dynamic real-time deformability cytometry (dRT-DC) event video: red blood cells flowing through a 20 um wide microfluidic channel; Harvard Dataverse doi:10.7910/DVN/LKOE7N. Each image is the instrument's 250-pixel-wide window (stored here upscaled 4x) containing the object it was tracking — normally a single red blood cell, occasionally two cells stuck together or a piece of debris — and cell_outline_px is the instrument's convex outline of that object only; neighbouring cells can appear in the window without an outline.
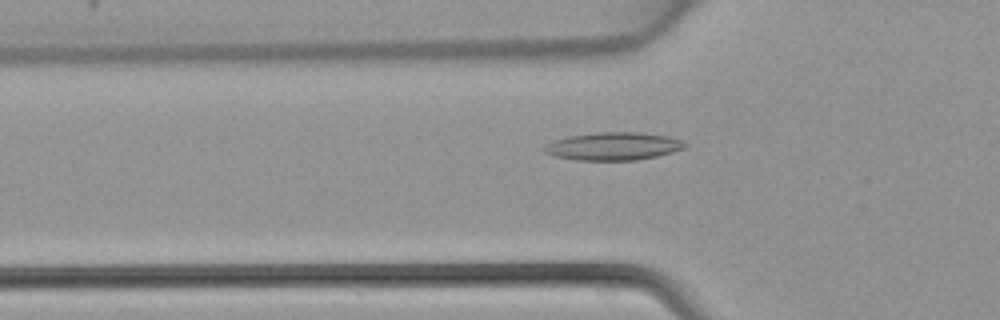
{"species": "common noctule bat (a hibernating species)", "species_latin": "Nyctalus noctula", "temperature_condition": "warm", "stored_images_in_passage": 45, "camera_frame_rate_fps": 3000, "um_per_image_px": 0.085, "animal": {"sex": "female", "body_mass_g": 22.7, "forearm_length_mm": 54.2}, "frame": {"image": 1, "passage_image": 15, "time_ms": 4.667, "image_size_px": [1000, 320], "cell_outline_px": [[688, 144], [684, 148], [672, 152], [656, 156], [636, 160], [576, 160], [556, 156], [544, 152], [540, 148], [556, 140], [568, 136], [596, 132], [640, 132], [668, 136], [680, 140]], "centroid_in_image_um": [52.13, 12.42], "position_along_channel_um": 73.7, "area_um2": 22.77}}
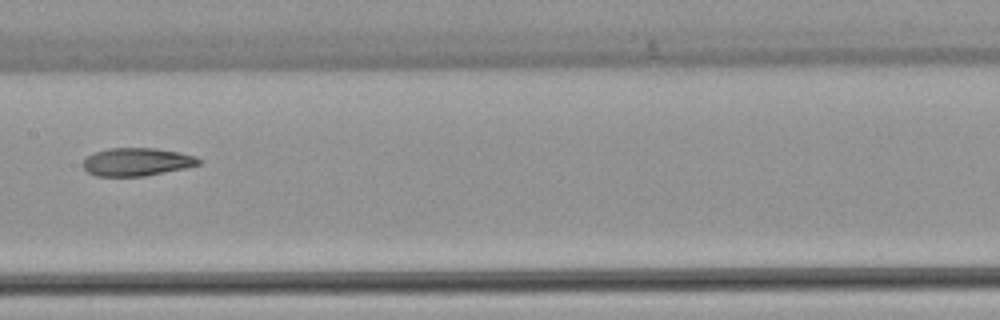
{"frame": {"image": 2, "passage_image": 23, "time_ms": 7.333, "image_size_px": [1000, 320], "cell_outline_px": [[200, 164], [184, 168], [144, 176], [96, 176], [88, 172], [84, 168], [84, 160], [88, 156], [96, 152], [108, 148], [156, 148], [180, 152], [196, 156], [200, 160]], "centroid_in_image_um": [11.64, 13.75], "position_along_channel_um": 195.8, "area_um2": 18.73}}
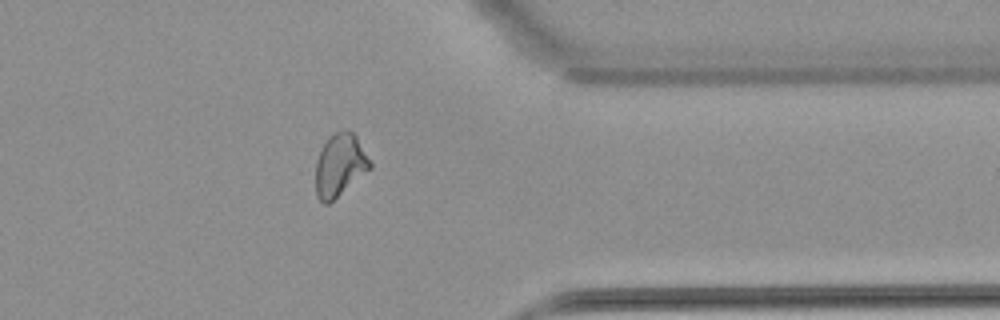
{"frame": {"image": 3, "passage_image": 36, "time_ms": 11.667, "image_size_px": [1000, 320], "cell_outline_px": [[372, 168], [328, 204], [324, 204], [316, 196], [316, 160], [328, 136], [332, 132], [348, 128], [356, 136], [372, 164]], "centroid_in_image_um": [28.88, 14.01], "position_along_channel_um": 382.5, "area_um2": 19.88}}